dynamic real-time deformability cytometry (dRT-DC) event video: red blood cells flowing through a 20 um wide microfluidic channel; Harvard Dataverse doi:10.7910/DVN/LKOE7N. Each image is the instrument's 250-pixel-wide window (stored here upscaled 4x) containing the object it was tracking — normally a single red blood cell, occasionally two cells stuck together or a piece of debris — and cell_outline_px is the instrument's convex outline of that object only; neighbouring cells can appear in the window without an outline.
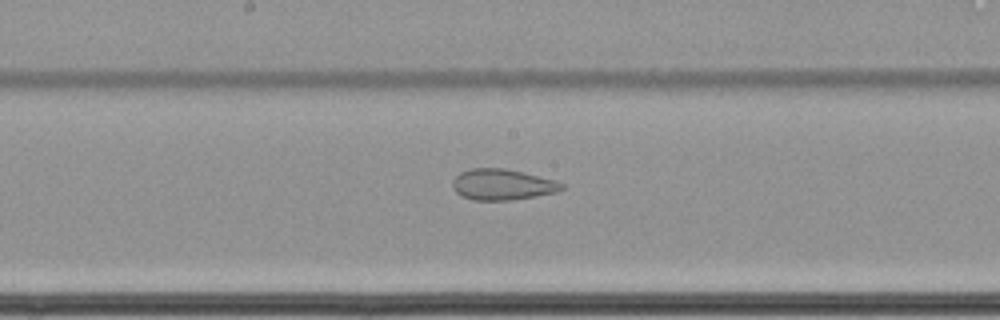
{"species": "common noctule bat (a hibernating species)", "species_latin": "Nyctalus noctula", "temperature_condition": "cold", "stored_images_in_passage": 45, "camera_frame_rate_fps": 3000, "um_per_image_px": 0.085, "animal": {"sex": "female", "body_mass_g": 22.7, "forearm_length_mm": 54.2}, "frame": {"image": 1, "passage_image": 21, "time_ms": 6.667, "image_size_px": [1000, 320], "cell_outline_px": [[568, 188], [556, 192], [536, 196], [512, 200], [472, 200], [456, 192], [452, 188], [452, 180], [460, 172], [472, 168], [504, 168], [524, 172], [556, 180], [564, 184]], "centroid_in_image_um": [42.73, 15.68], "position_along_channel_um": 205.5, "area_um2": 19.88}}
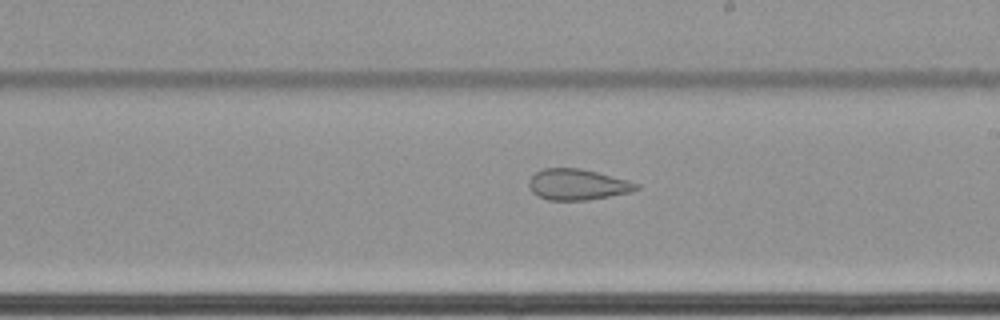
{"frame": {"image": 2, "passage_image": 24, "time_ms": 7.667, "image_size_px": [1000, 320], "cell_outline_px": [[640, 188], [632, 192], [588, 200], [548, 200], [532, 192], [528, 184], [528, 180], [536, 172], [544, 168], [580, 168], [628, 180], [640, 184]], "centroid_in_image_um": [49.1, 15.68], "position_along_channel_um": 239.9, "area_um2": 19.36}}
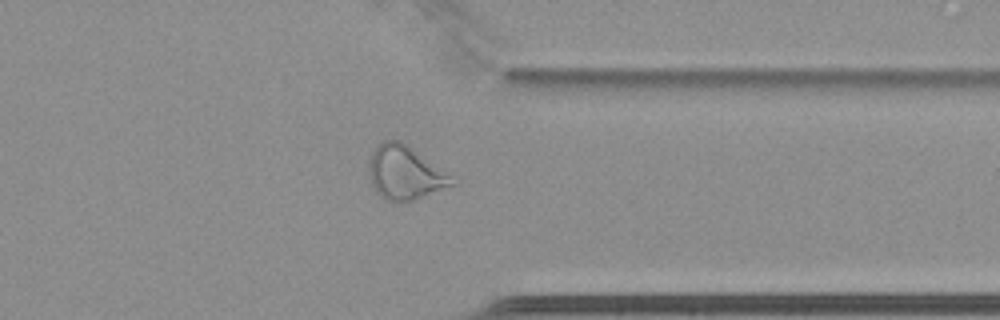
{"frame": {"image": 3, "passage_image": 36, "time_ms": 11.667, "image_size_px": [1000, 320], "cell_outline_px": [[460, 180], [456, 184], [412, 200], [384, 200], [376, 192], [368, 176], [368, 164], [372, 152], [384, 140], [400, 140]], "centroid_in_image_um": [34.45, 14.68], "position_along_channel_um": 377.0, "area_um2": 25.95}}